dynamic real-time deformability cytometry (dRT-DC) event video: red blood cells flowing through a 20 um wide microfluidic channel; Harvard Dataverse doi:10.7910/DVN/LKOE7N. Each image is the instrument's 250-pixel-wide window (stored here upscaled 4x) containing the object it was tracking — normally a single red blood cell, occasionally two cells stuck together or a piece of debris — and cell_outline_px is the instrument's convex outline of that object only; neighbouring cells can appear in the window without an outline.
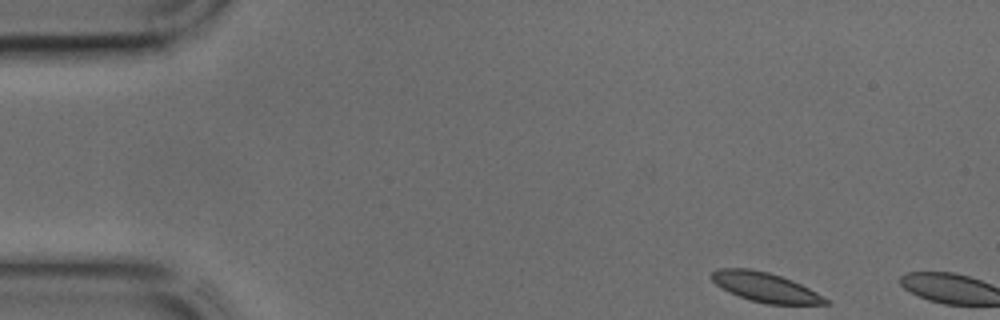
{"species": "common noctule bat (a hibernating species)", "species_latin": "Nyctalus noctula", "temperature_condition": "cold", "stored_images_in_passage": 3, "camera_frame_rate_fps": 3000, "um_per_image_px": 0.085, "animal": {"sex": "male", "body_mass_g": 17.9, "forearm_length_mm": 54.2}, "frame": {"image": 1, "passage_image": 1, "time_ms": 0.0, "image_size_px": [1000, 320], "cell_outline_px": [[828, 304], [768, 304], [752, 300], [728, 292], [716, 284], [712, 280], [712, 272], [716, 268], [752, 268], [768, 272], [792, 280], [816, 292], [828, 300]], "centroid_in_image_um": [65.02, 24.4], "position_along_channel_um": 20.0, "area_um2": 19.31}}